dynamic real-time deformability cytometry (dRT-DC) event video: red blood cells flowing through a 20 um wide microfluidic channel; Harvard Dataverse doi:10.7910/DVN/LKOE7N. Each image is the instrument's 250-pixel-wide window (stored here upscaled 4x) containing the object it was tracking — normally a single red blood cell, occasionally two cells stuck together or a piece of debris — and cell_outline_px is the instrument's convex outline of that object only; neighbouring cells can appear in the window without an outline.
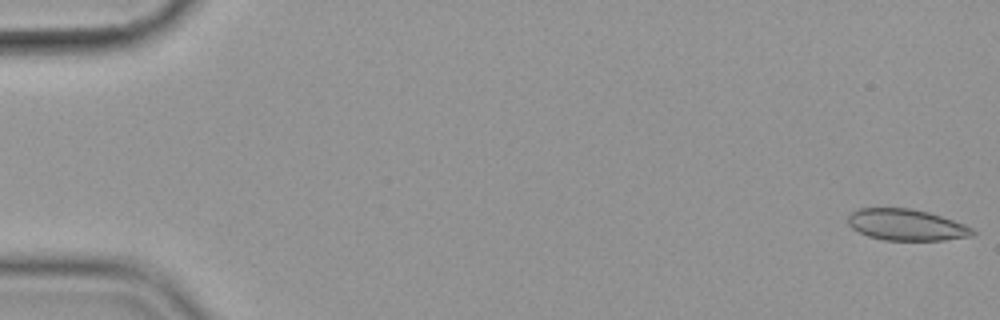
{"species": "common noctule bat (a hibernating species)", "species_latin": "Nyctalus noctula", "temperature_condition": "cold", "stored_images_in_passage": 56, "camera_frame_rate_fps": 3000, "um_per_image_px": 0.085, "animal": {"sex": "female", "body_mass_g": 19.9}, "frame": {"image": 1, "passage_image": 1, "time_ms": 0.0, "image_size_px": [1000, 320], "cell_outline_px": [[976, 232], [972, 236], [944, 240], [884, 240], [868, 236], [852, 228], [848, 224], [848, 216], [852, 212], [860, 208], [912, 208], [928, 212], [964, 224], [972, 228]], "centroid_in_image_um": [77.04, 19.11], "position_along_channel_um": 8.0, "area_um2": 22.66}}
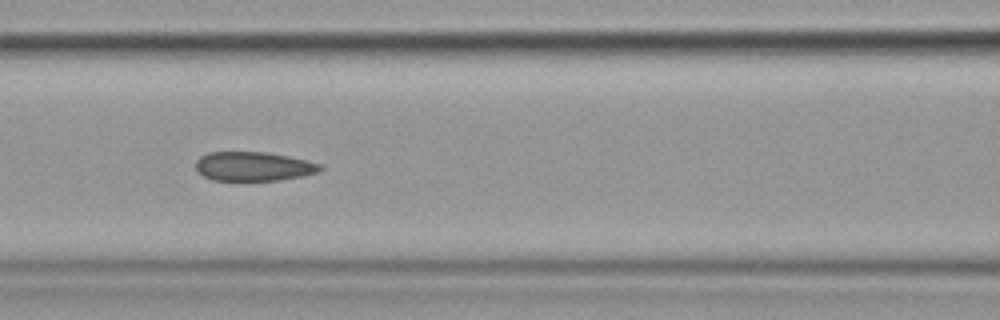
{"frame": {"image": 2, "passage_image": 25, "time_ms": 8.0, "image_size_px": [1000, 320], "cell_outline_px": [[324, 168], [316, 172], [300, 176], [280, 180], [212, 180], [196, 172], [196, 160], [200, 156], [208, 152], [264, 152], [288, 156], [320, 164]], "centroid_in_image_um": [21.48, 14.14], "position_along_channel_um": 145.1, "area_um2": 20.98}}
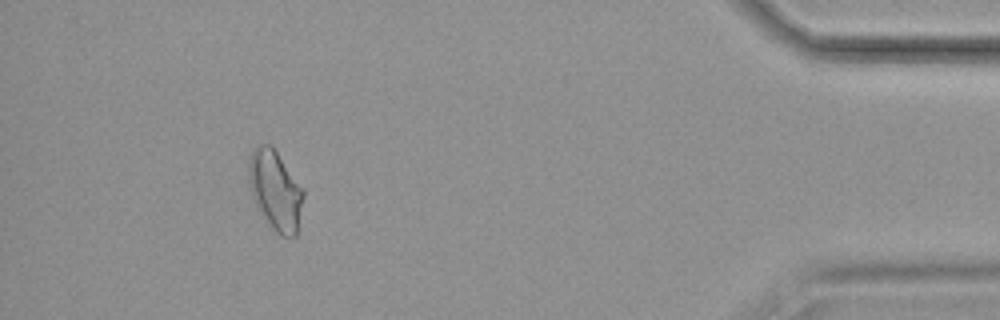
{"frame": {"image": 3, "passage_image": 52, "time_ms": 17.0, "image_size_px": [1000, 320], "cell_outline_px": [[304, 196], [296, 236], [280, 236], [272, 232], [264, 220], [252, 196], [248, 184], [248, 156], [252, 148], [256, 144], [268, 144], [276, 152], [304, 188]], "centroid_in_image_um": [23.37, 16.19], "position_along_channel_um": 411.8, "area_um2": 25.84}, "authors_computed_cell_mechanics": {"area_um2": 22.5709, "velocity_mm_per_s": 3.5708, "shape_relaxation_time_tau1_ms": null, "shape_relaxation_time_tau2_ms": 2.8167, "deformation_change_tau1": null, "deformation_change_tau2": 0.0811}}